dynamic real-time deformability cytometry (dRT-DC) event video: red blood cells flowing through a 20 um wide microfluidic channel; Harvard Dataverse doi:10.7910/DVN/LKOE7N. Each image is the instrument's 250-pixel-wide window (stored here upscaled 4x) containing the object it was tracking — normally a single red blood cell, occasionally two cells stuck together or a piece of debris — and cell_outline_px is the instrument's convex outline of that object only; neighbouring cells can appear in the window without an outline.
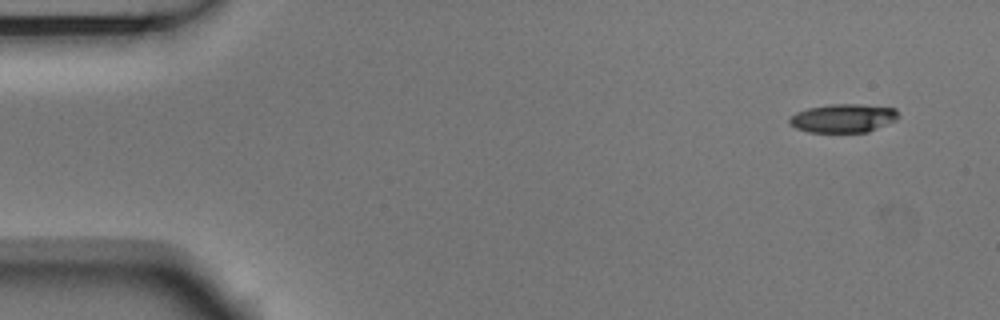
{"species": "Egyptian fruit bat (a non-hibernating species)", "species_latin": "Rousettus aegyptiacus", "temperature_condition": "room temperature", "stored_images_in_passage": 5, "camera_frame_rate_fps": 3000, "um_per_image_px": 0.085, "animal": {"sex": "male"}, "frame": {"image": 1, "passage_image": 1, "time_ms": 0.0, "image_size_px": [1000, 320], "cell_outline_px": [[900, 116], [896, 120], [868, 132], [808, 132], [796, 128], [788, 124], [788, 120], [796, 112], [808, 108], [832, 104], [860, 104], [896, 108]], "centroid_in_image_um": [71.68, 10.05], "position_along_channel_um": 13.3, "area_um2": 18.21}}
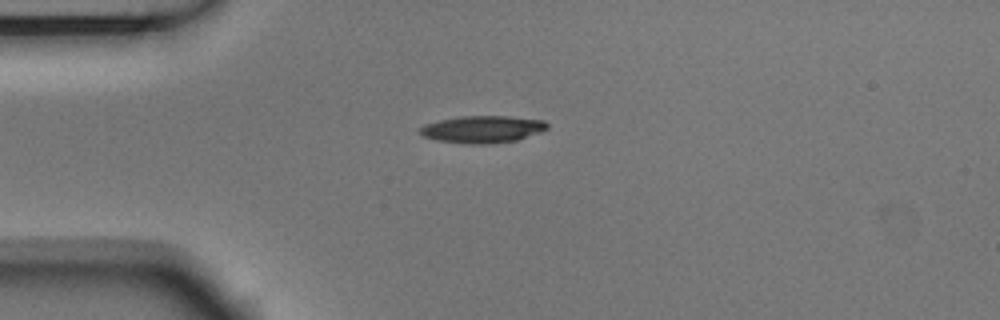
{"frame": {"image": 2, "passage_image": 3, "time_ms": 0.667, "image_size_px": [1000, 320], "cell_outline_px": [[548, 128], [540, 132], [516, 140], [488, 144], [468, 144], [436, 140], [424, 136], [420, 132], [420, 128], [424, 124], [440, 120], [460, 116], [508, 116], [544, 120], [548, 124]], "centroid_in_image_um": [41.02, 10.98], "position_along_channel_um": 44.0, "area_um2": 20.06}}
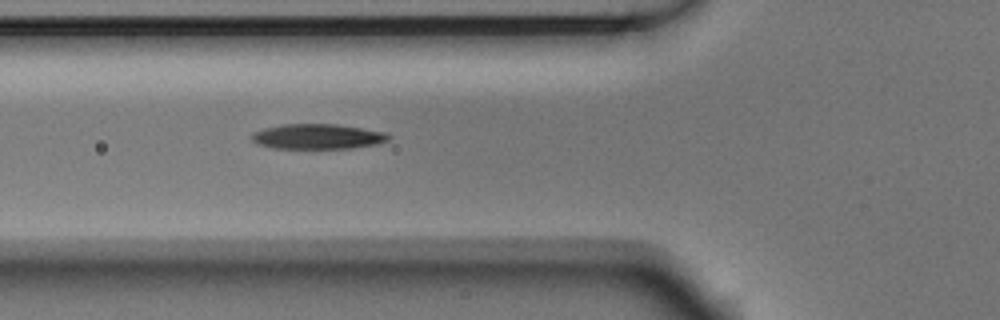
{"frame": {"image": 3, "passage_image": 5, "time_ms": 1.333, "image_size_px": [1000, 320], "cell_outline_px": [[392, 136], [388, 140], [376, 144], [352, 148], [272, 148], [256, 144], [252, 140], [252, 132], [264, 128], [280, 124], [336, 124], [388, 132]], "centroid_in_image_um": [27.0, 11.6], "position_along_channel_um": 98.8, "area_um2": 20.17}}